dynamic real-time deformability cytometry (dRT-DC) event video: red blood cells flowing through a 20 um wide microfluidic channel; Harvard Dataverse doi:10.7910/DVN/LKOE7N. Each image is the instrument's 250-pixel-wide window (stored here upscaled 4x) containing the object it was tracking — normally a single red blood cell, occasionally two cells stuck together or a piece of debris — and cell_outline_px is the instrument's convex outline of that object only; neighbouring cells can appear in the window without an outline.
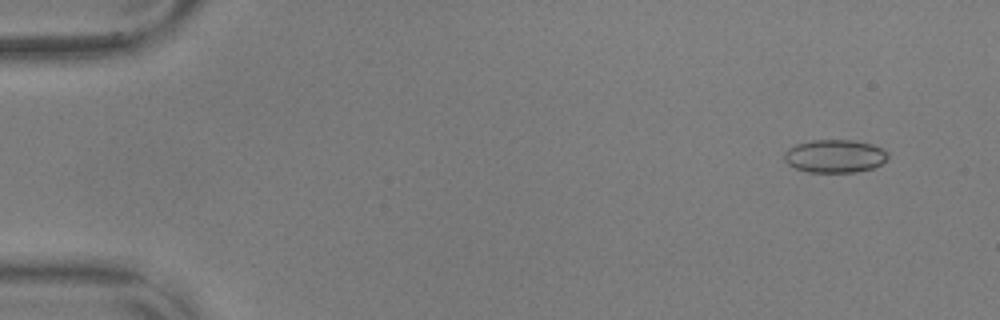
{"species": "common noctule bat (a hibernating species)", "species_latin": "Nyctalus noctula", "temperature_condition": "warm", "stored_images_in_passage": 57, "camera_frame_rate_fps": 3000, "um_per_image_px": 0.085, "animal": {"sex": "male", "body_mass_g": 17.9, "forearm_length_mm": 54.2}, "frame": {"image": 1, "passage_image": 5, "time_ms": 1.333, "image_size_px": [1000, 320], "cell_outline_px": [[888, 160], [872, 168], [856, 172], [808, 172], [796, 168], [788, 164], [784, 160], [784, 152], [788, 148], [796, 144], [812, 140], [852, 140], [872, 144], [888, 152]], "centroid_in_image_um": [70.95, 13.27], "position_along_channel_um": 14.0, "area_um2": 20.0}}
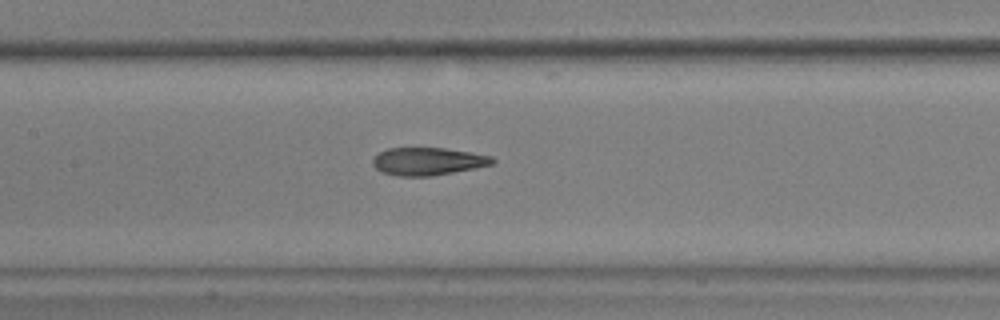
{"frame": {"image": 2, "passage_image": 28, "time_ms": 9.0, "image_size_px": [1000, 320], "cell_outline_px": [[496, 160], [492, 164], [476, 168], [432, 176], [396, 176], [380, 172], [372, 164], [372, 160], [380, 152], [388, 148], [444, 148], [492, 156]], "centroid_in_image_um": [36.35, 13.72], "position_along_channel_um": 171.0, "area_um2": 19.31}}
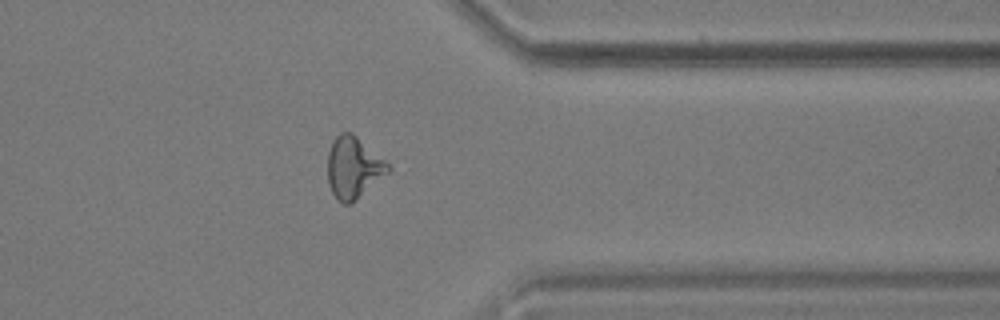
{"frame": {"image": 3, "passage_image": 46, "time_ms": 15.0, "image_size_px": [1000, 320], "cell_outline_px": [[392, 168], [388, 172], [352, 204], [344, 204], [332, 192], [328, 180], [328, 152], [332, 140], [340, 132], [352, 132], [384, 160]], "centroid_in_image_um": [30.02, 14.23], "position_along_channel_um": 381.4, "area_um2": 21.39}, "authors_computed_cell_mechanics": {"area_um2": 20.1144, "velocity_mm_per_s": 3.6309, "shape_relaxation_time_tau1_ms": null, "shape_relaxation_time_tau2_ms": 1.5416, "deformation_change_tau1": null, "deformation_change_tau2": 0.1132}}